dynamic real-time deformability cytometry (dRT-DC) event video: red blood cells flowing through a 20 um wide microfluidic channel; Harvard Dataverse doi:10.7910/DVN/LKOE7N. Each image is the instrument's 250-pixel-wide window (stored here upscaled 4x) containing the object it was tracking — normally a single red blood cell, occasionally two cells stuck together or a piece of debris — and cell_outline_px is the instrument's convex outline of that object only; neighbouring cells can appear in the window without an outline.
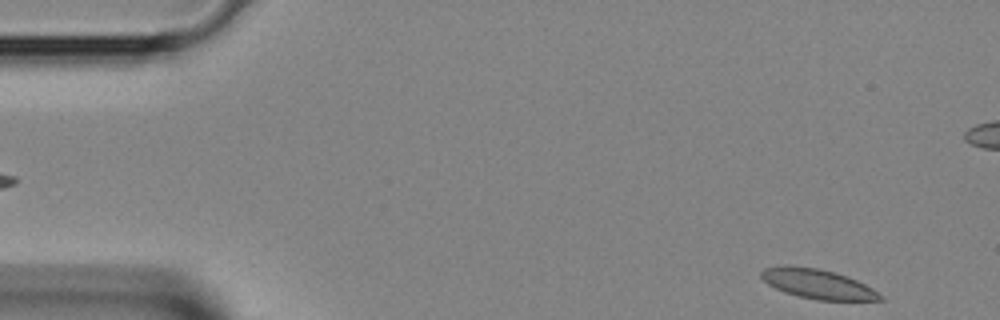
{"species": "Egyptian fruit bat (a non-hibernating species)", "species_latin": "Rousettus aegyptiacus", "temperature_condition": "room temperature", "stored_images_in_passage": 2, "camera_frame_rate_fps": 3000, "um_per_image_px": 0.085, "animal": {"sex": "female"}, "frame": {"image": 1, "passage_image": 2, "time_ms": 0.333, "image_size_px": [1000, 320], "cell_outline_px": [[884, 300], [816, 300], [784, 292], [768, 284], [760, 276], [760, 272], [764, 268], [816, 268], [836, 272], [848, 276], [872, 288], [884, 296]], "centroid_in_image_um": [69.59, 24.17], "position_along_channel_um": 15.4, "area_um2": 19.83}}